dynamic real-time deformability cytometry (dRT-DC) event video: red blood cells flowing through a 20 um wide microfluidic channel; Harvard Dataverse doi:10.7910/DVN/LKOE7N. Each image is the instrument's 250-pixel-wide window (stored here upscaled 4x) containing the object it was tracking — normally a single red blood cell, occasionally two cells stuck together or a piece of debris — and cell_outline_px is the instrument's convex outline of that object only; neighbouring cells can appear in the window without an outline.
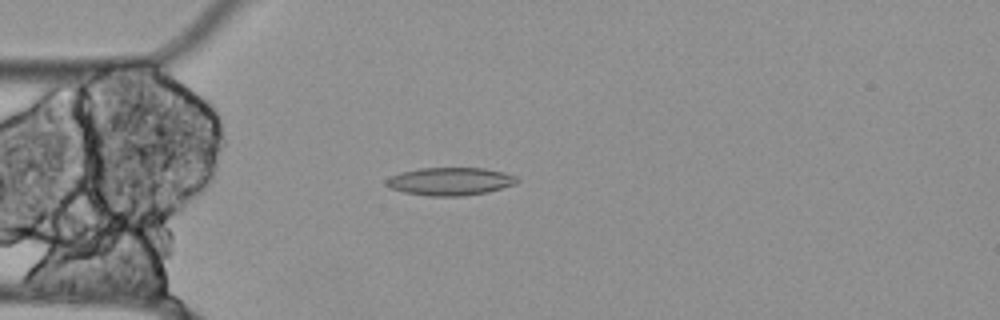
{"species": "Egyptian fruit bat (a non-hibernating species)", "species_latin": "Rousettus aegyptiacus", "temperature_condition": "cold", "stored_images_in_passage": 56, "camera_frame_rate_fps": 3000, "um_per_image_px": 0.085, "animal": {"sex": "female"}, "frame": {"image": 1, "passage_image": 15, "time_ms": 4.667, "image_size_px": [1000, 320], "cell_outline_px": [[520, 180], [516, 184], [488, 192], [464, 196], [428, 196], [404, 192], [388, 188], [384, 184], [384, 180], [400, 172], [420, 168], [484, 168], [504, 172], [516, 176]], "centroid_in_image_um": [38.26, 15.42], "position_along_channel_um": 46.7, "area_um2": 21.5}}
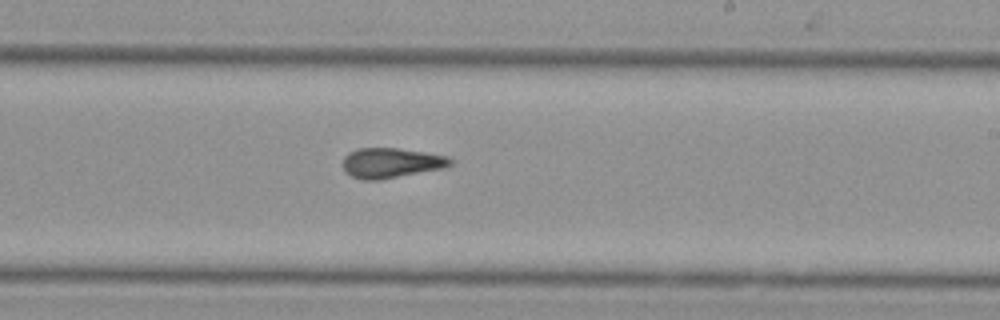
{"frame": {"image": 2, "passage_image": 33, "time_ms": 10.667, "image_size_px": [1000, 320], "cell_outline_px": [[452, 164], [448, 168], [380, 180], [360, 180], [344, 172], [344, 156], [348, 152], [356, 148], [396, 148], [424, 152], [448, 156], [452, 160]], "centroid_in_image_um": [33.26, 13.86], "position_along_channel_um": 255.7, "area_um2": 19.13}}
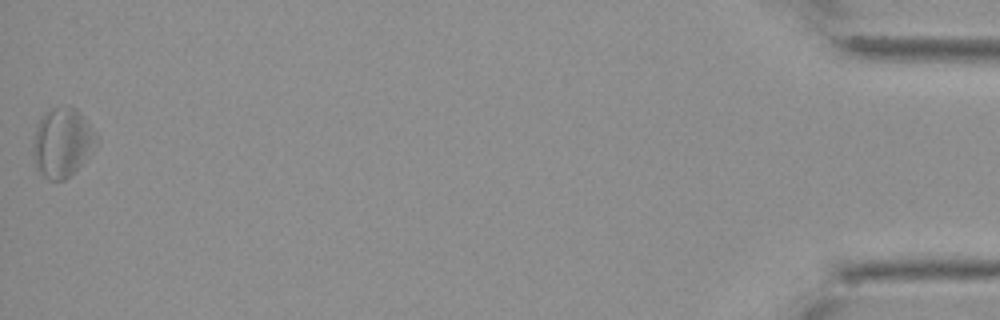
{"frame": {"image": 3, "passage_image": 56, "time_ms": 18.333, "image_size_px": [1000, 320], "cell_outline_px": [[100, 140], [96, 148], [64, 180], [48, 180], [36, 168], [32, 152], [32, 144], [36, 128], [40, 116], [44, 112], [52, 108], [64, 104], [68, 104], [76, 108], [80, 112], [100, 136]], "centroid_in_image_um": [5.31, 12.05], "position_along_channel_um": 429.9, "area_um2": 26.07}, "authors_computed_cell_mechanics": {"area_um2": 20.3456, "velocity_mm_per_s": 3.5087, "shape_relaxation_time_tau1_ms": null, "shape_relaxation_time_tau2_ms": 10.365, "deformation_change_tau1": null, "deformation_change_tau2": 0.2052}}